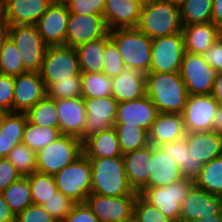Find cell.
<instances>
[{"label": "cell", "instance_id": "1", "mask_svg": "<svg viewBox=\"0 0 222 222\" xmlns=\"http://www.w3.org/2000/svg\"><path fill=\"white\" fill-rule=\"evenodd\" d=\"M146 95L160 113L181 114L188 92L179 72L146 74Z\"/></svg>", "mask_w": 222, "mask_h": 222}, {"label": "cell", "instance_id": "2", "mask_svg": "<svg viewBox=\"0 0 222 222\" xmlns=\"http://www.w3.org/2000/svg\"><path fill=\"white\" fill-rule=\"evenodd\" d=\"M91 193L111 197L138 196L129 185L122 157L89 159Z\"/></svg>", "mask_w": 222, "mask_h": 222}, {"label": "cell", "instance_id": "3", "mask_svg": "<svg viewBox=\"0 0 222 222\" xmlns=\"http://www.w3.org/2000/svg\"><path fill=\"white\" fill-rule=\"evenodd\" d=\"M109 37L115 43L123 58L125 67L147 74L152 60V39L137 27L109 30Z\"/></svg>", "mask_w": 222, "mask_h": 222}, {"label": "cell", "instance_id": "4", "mask_svg": "<svg viewBox=\"0 0 222 222\" xmlns=\"http://www.w3.org/2000/svg\"><path fill=\"white\" fill-rule=\"evenodd\" d=\"M182 27L179 6L165 0H153L142 7L137 26L152 40L181 32Z\"/></svg>", "mask_w": 222, "mask_h": 222}, {"label": "cell", "instance_id": "5", "mask_svg": "<svg viewBox=\"0 0 222 222\" xmlns=\"http://www.w3.org/2000/svg\"><path fill=\"white\" fill-rule=\"evenodd\" d=\"M82 154V141L78 137L62 134L37 152V172L54 175Z\"/></svg>", "mask_w": 222, "mask_h": 222}, {"label": "cell", "instance_id": "6", "mask_svg": "<svg viewBox=\"0 0 222 222\" xmlns=\"http://www.w3.org/2000/svg\"><path fill=\"white\" fill-rule=\"evenodd\" d=\"M194 186V180L182 178L162 187H143L138 193L151 206L173 222H180L181 204Z\"/></svg>", "mask_w": 222, "mask_h": 222}, {"label": "cell", "instance_id": "7", "mask_svg": "<svg viewBox=\"0 0 222 222\" xmlns=\"http://www.w3.org/2000/svg\"><path fill=\"white\" fill-rule=\"evenodd\" d=\"M58 191L76 203H85L91 193V164L82 154L74 162L53 175Z\"/></svg>", "mask_w": 222, "mask_h": 222}, {"label": "cell", "instance_id": "8", "mask_svg": "<svg viewBox=\"0 0 222 222\" xmlns=\"http://www.w3.org/2000/svg\"><path fill=\"white\" fill-rule=\"evenodd\" d=\"M39 73L45 87L81 74L76 49L66 45L48 46Z\"/></svg>", "mask_w": 222, "mask_h": 222}, {"label": "cell", "instance_id": "9", "mask_svg": "<svg viewBox=\"0 0 222 222\" xmlns=\"http://www.w3.org/2000/svg\"><path fill=\"white\" fill-rule=\"evenodd\" d=\"M9 38L20 53V59L27 72H39L48 45L39 35L34 24L10 26Z\"/></svg>", "mask_w": 222, "mask_h": 222}, {"label": "cell", "instance_id": "10", "mask_svg": "<svg viewBox=\"0 0 222 222\" xmlns=\"http://www.w3.org/2000/svg\"><path fill=\"white\" fill-rule=\"evenodd\" d=\"M179 73L189 95L211 94L218 74L202 54L188 51L184 52Z\"/></svg>", "mask_w": 222, "mask_h": 222}, {"label": "cell", "instance_id": "11", "mask_svg": "<svg viewBox=\"0 0 222 222\" xmlns=\"http://www.w3.org/2000/svg\"><path fill=\"white\" fill-rule=\"evenodd\" d=\"M222 222V198L195 185L184 198L180 210V222Z\"/></svg>", "mask_w": 222, "mask_h": 222}, {"label": "cell", "instance_id": "12", "mask_svg": "<svg viewBox=\"0 0 222 222\" xmlns=\"http://www.w3.org/2000/svg\"><path fill=\"white\" fill-rule=\"evenodd\" d=\"M184 52L182 32L153 39L150 72H179Z\"/></svg>", "mask_w": 222, "mask_h": 222}, {"label": "cell", "instance_id": "13", "mask_svg": "<svg viewBox=\"0 0 222 222\" xmlns=\"http://www.w3.org/2000/svg\"><path fill=\"white\" fill-rule=\"evenodd\" d=\"M137 197H111L90 193L85 203L99 219V222H127L133 219Z\"/></svg>", "mask_w": 222, "mask_h": 222}, {"label": "cell", "instance_id": "14", "mask_svg": "<svg viewBox=\"0 0 222 222\" xmlns=\"http://www.w3.org/2000/svg\"><path fill=\"white\" fill-rule=\"evenodd\" d=\"M109 33L104 16L70 13L67 22L66 46L77 48L87 42L100 39Z\"/></svg>", "mask_w": 222, "mask_h": 222}, {"label": "cell", "instance_id": "15", "mask_svg": "<svg viewBox=\"0 0 222 222\" xmlns=\"http://www.w3.org/2000/svg\"><path fill=\"white\" fill-rule=\"evenodd\" d=\"M219 107L214 97L209 95H188L182 118L186 132L213 130V119Z\"/></svg>", "mask_w": 222, "mask_h": 222}, {"label": "cell", "instance_id": "16", "mask_svg": "<svg viewBox=\"0 0 222 222\" xmlns=\"http://www.w3.org/2000/svg\"><path fill=\"white\" fill-rule=\"evenodd\" d=\"M69 14L66 2L53 1L35 24L48 46L65 45Z\"/></svg>", "mask_w": 222, "mask_h": 222}, {"label": "cell", "instance_id": "17", "mask_svg": "<svg viewBox=\"0 0 222 222\" xmlns=\"http://www.w3.org/2000/svg\"><path fill=\"white\" fill-rule=\"evenodd\" d=\"M118 103L112 96L84 99L87 119L83 134L79 139L83 141L94 133L113 128Z\"/></svg>", "mask_w": 222, "mask_h": 222}, {"label": "cell", "instance_id": "18", "mask_svg": "<svg viewBox=\"0 0 222 222\" xmlns=\"http://www.w3.org/2000/svg\"><path fill=\"white\" fill-rule=\"evenodd\" d=\"M46 96V87L39 72L14 76L13 112L26 113Z\"/></svg>", "mask_w": 222, "mask_h": 222}, {"label": "cell", "instance_id": "19", "mask_svg": "<svg viewBox=\"0 0 222 222\" xmlns=\"http://www.w3.org/2000/svg\"><path fill=\"white\" fill-rule=\"evenodd\" d=\"M158 113L156 106L146 95L132 101L118 103L114 125H136L149 131Z\"/></svg>", "mask_w": 222, "mask_h": 222}, {"label": "cell", "instance_id": "20", "mask_svg": "<svg viewBox=\"0 0 222 222\" xmlns=\"http://www.w3.org/2000/svg\"><path fill=\"white\" fill-rule=\"evenodd\" d=\"M55 105L61 134L79 138L83 134L87 119L84 99L82 97L55 99Z\"/></svg>", "mask_w": 222, "mask_h": 222}, {"label": "cell", "instance_id": "21", "mask_svg": "<svg viewBox=\"0 0 222 222\" xmlns=\"http://www.w3.org/2000/svg\"><path fill=\"white\" fill-rule=\"evenodd\" d=\"M153 145L123 154L126 178L134 191L139 192L148 182L151 175Z\"/></svg>", "mask_w": 222, "mask_h": 222}, {"label": "cell", "instance_id": "22", "mask_svg": "<svg viewBox=\"0 0 222 222\" xmlns=\"http://www.w3.org/2000/svg\"><path fill=\"white\" fill-rule=\"evenodd\" d=\"M186 129L182 114L158 113L148 131L149 144L161 146L183 139Z\"/></svg>", "mask_w": 222, "mask_h": 222}, {"label": "cell", "instance_id": "23", "mask_svg": "<svg viewBox=\"0 0 222 222\" xmlns=\"http://www.w3.org/2000/svg\"><path fill=\"white\" fill-rule=\"evenodd\" d=\"M185 142L189 154L197 163L206 164L222 155V135L214 130L186 132Z\"/></svg>", "mask_w": 222, "mask_h": 222}, {"label": "cell", "instance_id": "24", "mask_svg": "<svg viewBox=\"0 0 222 222\" xmlns=\"http://www.w3.org/2000/svg\"><path fill=\"white\" fill-rule=\"evenodd\" d=\"M146 74L124 67L121 73L112 77V97L119 103L146 96Z\"/></svg>", "mask_w": 222, "mask_h": 222}, {"label": "cell", "instance_id": "25", "mask_svg": "<svg viewBox=\"0 0 222 222\" xmlns=\"http://www.w3.org/2000/svg\"><path fill=\"white\" fill-rule=\"evenodd\" d=\"M52 0H9L3 5V17L12 25L36 24Z\"/></svg>", "mask_w": 222, "mask_h": 222}, {"label": "cell", "instance_id": "26", "mask_svg": "<svg viewBox=\"0 0 222 222\" xmlns=\"http://www.w3.org/2000/svg\"><path fill=\"white\" fill-rule=\"evenodd\" d=\"M142 7L131 0H105L104 19L109 30L138 26Z\"/></svg>", "mask_w": 222, "mask_h": 222}, {"label": "cell", "instance_id": "27", "mask_svg": "<svg viewBox=\"0 0 222 222\" xmlns=\"http://www.w3.org/2000/svg\"><path fill=\"white\" fill-rule=\"evenodd\" d=\"M183 177L175 160L166 154L160 146H153L151 175L144 187H162L170 185Z\"/></svg>", "mask_w": 222, "mask_h": 222}, {"label": "cell", "instance_id": "28", "mask_svg": "<svg viewBox=\"0 0 222 222\" xmlns=\"http://www.w3.org/2000/svg\"><path fill=\"white\" fill-rule=\"evenodd\" d=\"M82 150L88 159L123 156L114 127L85 138L82 141Z\"/></svg>", "mask_w": 222, "mask_h": 222}, {"label": "cell", "instance_id": "29", "mask_svg": "<svg viewBox=\"0 0 222 222\" xmlns=\"http://www.w3.org/2000/svg\"><path fill=\"white\" fill-rule=\"evenodd\" d=\"M185 51L203 54L220 37V29L212 22L191 24L182 27Z\"/></svg>", "mask_w": 222, "mask_h": 222}, {"label": "cell", "instance_id": "30", "mask_svg": "<svg viewBox=\"0 0 222 222\" xmlns=\"http://www.w3.org/2000/svg\"><path fill=\"white\" fill-rule=\"evenodd\" d=\"M25 113L9 112L0 131V158H6L16 145L22 143L27 123Z\"/></svg>", "mask_w": 222, "mask_h": 222}, {"label": "cell", "instance_id": "31", "mask_svg": "<svg viewBox=\"0 0 222 222\" xmlns=\"http://www.w3.org/2000/svg\"><path fill=\"white\" fill-rule=\"evenodd\" d=\"M106 35L76 49L81 73H103Z\"/></svg>", "mask_w": 222, "mask_h": 222}, {"label": "cell", "instance_id": "32", "mask_svg": "<svg viewBox=\"0 0 222 222\" xmlns=\"http://www.w3.org/2000/svg\"><path fill=\"white\" fill-rule=\"evenodd\" d=\"M194 185L222 198V155L204 164Z\"/></svg>", "mask_w": 222, "mask_h": 222}, {"label": "cell", "instance_id": "33", "mask_svg": "<svg viewBox=\"0 0 222 222\" xmlns=\"http://www.w3.org/2000/svg\"><path fill=\"white\" fill-rule=\"evenodd\" d=\"M213 0H185L180 6L183 26L212 22Z\"/></svg>", "mask_w": 222, "mask_h": 222}, {"label": "cell", "instance_id": "34", "mask_svg": "<svg viewBox=\"0 0 222 222\" xmlns=\"http://www.w3.org/2000/svg\"><path fill=\"white\" fill-rule=\"evenodd\" d=\"M1 194L15 216L33 204L27 176L13 182Z\"/></svg>", "mask_w": 222, "mask_h": 222}, {"label": "cell", "instance_id": "35", "mask_svg": "<svg viewBox=\"0 0 222 222\" xmlns=\"http://www.w3.org/2000/svg\"><path fill=\"white\" fill-rule=\"evenodd\" d=\"M59 128L41 127L27 120L22 143L31 150L38 152L61 136Z\"/></svg>", "mask_w": 222, "mask_h": 222}, {"label": "cell", "instance_id": "36", "mask_svg": "<svg viewBox=\"0 0 222 222\" xmlns=\"http://www.w3.org/2000/svg\"><path fill=\"white\" fill-rule=\"evenodd\" d=\"M25 114L28 121L34 125L59 128V116L55 99L45 96Z\"/></svg>", "mask_w": 222, "mask_h": 222}, {"label": "cell", "instance_id": "37", "mask_svg": "<svg viewBox=\"0 0 222 222\" xmlns=\"http://www.w3.org/2000/svg\"><path fill=\"white\" fill-rule=\"evenodd\" d=\"M122 154L149 145L148 131L136 125H114Z\"/></svg>", "mask_w": 222, "mask_h": 222}, {"label": "cell", "instance_id": "38", "mask_svg": "<svg viewBox=\"0 0 222 222\" xmlns=\"http://www.w3.org/2000/svg\"><path fill=\"white\" fill-rule=\"evenodd\" d=\"M82 98L112 96V78L104 73H81Z\"/></svg>", "mask_w": 222, "mask_h": 222}, {"label": "cell", "instance_id": "39", "mask_svg": "<svg viewBox=\"0 0 222 222\" xmlns=\"http://www.w3.org/2000/svg\"><path fill=\"white\" fill-rule=\"evenodd\" d=\"M29 179L32 203L42 205L58 191L53 175L34 172L27 176Z\"/></svg>", "mask_w": 222, "mask_h": 222}, {"label": "cell", "instance_id": "40", "mask_svg": "<svg viewBox=\"0 0 222 222\" xmlns=\"http://www.w3.org/2000/svg\"><path fill=\"white\" fill-rule=\"evenodd\" d=\"M6 158L16 167L22 177L37 172V152L23 143L16 145Z\"/></svg>", "mask_w": 222, "mask_h": 222}, {"label": "cell", "instance_id": "41", "mask_svg": "<svg viewBox=\"0 0 222 222\" xmlns=\"http://www.w3.org/2000/svg\"><path fill=\"white\" fill-rule=\"evenodd\" d=\"M27 71L24 69L20 53L13 41L8 38L0 52V74L18 76Z\"/></svg>", "mask_w": 222, "mask_h": 222}, {"label": "cell", "instance_id": "42", "mask_svg": "<svg viewBox=\"0 0 222 222\" xmlns=\"http://www.w3.org/2000/svg\"><path fill=\"white\" fill-rule=\"evenodd\" d=\"M46 96L52 99L82 97L81 74L49 84L46 87Z\"/></svg>", "mask_w": 222, "mask_h": 222}, {"label": "cell", "instance_id": "43", "mask_svg": "<svg viewBox=\"0 0 222 222\" xmlns=\"http://www.w3.org/2000/svg\"><path fill=\"white\" fill-rule=\"evenodd\" d=\"M76 204L77 203L72 198L57 191L41 206L55 219V221L63 222Z\"/></svg>", "mask_w": 222, "mask_h": 222}, {"label": "cell", "instance_id": "44", "mask_svg": "<svg viewBox=\"0 0 222 222\" xmlns=\"http://www.w3.org/2000/svg\"><path fill=\"white\" fill-rule=\"evenodd\" d=\"M133 220L134 222H173L159 209L147 203L140 195L134 204Z\"/></svg>", "mask_w": 222, "mask_h": 222}, {"label": "cell", "instance_id": "45", "mask_svg": "<svg viewBox=\"0 0 222 222\" xmlns=\"http://www.w3.org/2000/svg\"><path fill=\"white\" fill-rule=\"evenodd\" d=\"M104 69L103 73L108 77L117 76L125 67L117 46L110 39L109 33L106 35V47L104 52Z\"/></svg>", "mask_w": 222, "mask_h": 222}, {"label": "cell", "instance_id": "46", "mask_svg": "<svg viewBox=\"0 0 222 222\" xmlns=\"http://www.w3.org/2000/svg\"><path fill=\"white\" fill-rule=\"evenodd\" d=\"M69 12L89 15V14H100L103 16L105 0H66Z\"/></svg>", "mask_w": 222, "mask_h": 222}, {"label": "cell", "instance_id": "47", "mask_svg": "<svg viewBox=\"0 0 222 222\" xmlns=\"http://www.w3.org/2000/svg\"><path fill=\"white\" fill-rule=\"evenodd\" d=\"M15 222H57L55 219L41 206L29 205L25 210L18 213Z\"/></svg>", "mask_w": 222, "mask_h": 222}, {"label": "cell", "instance_id": "48", "mask_svg": "<svg viewBox=\"0 0 222 222\" xmlns=\"http://www.w3.org/2000/svg\"><path fill=\"white\" fill-rule=\"evenodd\" d=\"M14 76L0 74V108L13 112Z\"/></svg>", "mask_w": 222, "mask_h": 222}, {"label": "cell", "instance_id": "49", "mask_svg": "<svg viewBox=\"0 0 222 222\" xmlns=\"http://www.w3.org/2000/svg\"><path fill=\"white\" fill-rule=\"evenodd\" d=\"M21 177L22 175L7 158H0V193Z\"/></svg>", "mask_w": 222, "mask_h": 222}, {"label": "cell", "instance_id": "50", "mask_svg": "<svg viewBox=\"0 0 222 222\" xmlns=\"http://www.w3.org/2000/svg\"><path fill=\"white\" fill-rule=\"evenodd\" d=\"M160 147L166 154L175 160L180 169L185 166L186 154L189 153L185 137L171 143L163 144Z\"/></svg>", "mask_w": 222, "mask_h": 222}, {"label": "cell", "instance_id": "51", "mask_svg": "<svg viewBox=\"0 0 222 222\" xmlns=\"http://www.w3.org/2000/svg\"><path fill=\"white\" fill-rule=\"evenodd\" d=\"M63 222H99L86 203H77Z\"/></svg>", "mask_w": 222, "mask_h": 222}, {"label": "cell", "instance_id": "52", "mask_svg": "<svg viewBox=\"0 0 222 222\" xmlns=\"http://www.w3.org/2000/svg\"><path fill=\"white\" fill-rule=\"evenodd\" d=\"M204 59L218 73L222 72V38L220 37L206 52L203 54Z\"/></svg>", "mask_w": 222, "mask_h": 222}, {"label": "cell", "instance_id": "53", "mask_svg": "<svg viewBox=\"0 0 222 222\" xmlns=\"http://www.w3.org/2000/svg\"><path fill=\"white\" fill-rule=\"evenodd\" d=\"M203 163H197L189 153L186 154L185 166L180 169L183 178L195 180L203 168Z\"/></svg>", "mask_w": 222, "mask_h": 222}, {"label": "cell", "instance_id": "54", "mask_svg": "<svg viewBox=\"0 0 222 222\" xmlns=\"http://www.w3.org/2000/svg\"><path fill=\"white\" fill-rule=\"evenodd\" d=\"M16 216L10 210L3 195L0 193V222H15Z\"/></svg>", "mask_w": 222, "mask_h": 222}, {"label": "cell", "instance_id": "55", "mask_svg": "<svg viewBox=\"0 0 222 222\" xmlns=\"http://www.w3.org/2000/svg\"><path fill=\"white\" fill-rule=\"evenodd\" d=\"M212 23L222 29V0H213Z\"/></svg>", "mask_w": 222, "mask_h": 222}, {"label": "cell", "instance_id": "56", "mask_svg": "<svg viewBox=\"0 0 222 222\" xmlns=\"http://www.w3.org/2000/svg\"><path fill=\"white\" fill-rule=\"evenodd\" d=\"M211 95L218 104L222 105V72L217 74Z\"/></svg>", "mask_w": 222, "mask_h": 222}, {"label": "cell", "instance_id": "57", "mask_svg": "<svg viewBox=\"0 0 222 222\" xmlns=\"http://www.w3.org/2000/svg\"><path fill=\"white\" fill-rule=\"evenodd\" d=\"M10 24L2 16L0 17V52L3 49L5 41L9 38Z\"/></svg>", "mask_w": 222, "mask_h": 222}, {"label": "cell", "instance_id": "58", "mask_svg": "<svg viewBox=\"0 0 222 222\" xmlns=\"http://www.w3.org/2000/svg\"><path fill=\"white\" fill-rule=\"evenodd\" d=\"M213 130L222 135V105L220 104L213 119Z\"/></svg>", "mask_w": 222, "mask_h": 222}, {"label": "cell", "instance_id": "59", "mask_svg": "<svg viewBox=\"0 0 222 222\" xmlns=\"http://www.w3.org/2000/svg\"><path fill=\"white\" fill-rule=\"evenodd\" d=\"M8 113H9L8 111L0 108V131L2 129L5 117Z\"/></svg>", "mask_w": 222, "mask_h": 222}, {"label": "cell", "instance_id": "60", "mask_svg": "<svg viewBox=\"0 0 222 222\" xmlns=\"http://www.w3.org/2000/svg\"><path fill=\"white\" fill-rule=\"evenodd\" d=\"M132 2L138 4L141 7L146 6L147 4H149L151 1L153 0H131Z\"/></svg>", "mask_w": 222, "mask_h": 222}, {"label": "cell", "instance_id": "61", "mask_svg": "<svg viewBox=\"0 0 222 222\" xmlns=\"http://www.w3.org/2000/svg\"><path fill=\"white\" fill-rule=\"evenodd\" d=\"M165 1H168V2H171L173 4L180 6L185 0H165Z\"/></svg>", "mask_w": 222, "mask_h": 222}, {"label": "cell", "instance_id": "62", "mask_svg": "<svg viewBox=\"0 0 222 222\" xmlns=\"http://www.w3.org/2000/svg\"><path fill=\"white\" fill-rule=\"evenodd\" d=\"M3 16V6L0 4V17Z\"/></svg>", "mask_w": 222, "mask_h": 222}, {"label": "cell", "instance_id": "63", "mask_svg": "<svg viewBox=\"0 0 222 222\" xmlns=\"http://www.w3.org/2000/svg\"><path fill=\"white\" fill-rule=\"evenodd\" d=\"M9 0H0V4L3 6L4 4H6Z\"/></svg>", "mask_w": 222, "mask_h": 222}, {"label": "cell", "instance_id": "64", "mask_svg": "<svg viewBox=\"0 0 222 222\" xmlns=\"http://www.w3.org/2000/svg\"><path fill=\"white\" fill-rule=\"evenodd\" d=\"M191 222H202V221H201L200 218H198V219H194V220H192Z\"/></svg>", "mask_w": 222, "mask_h": 222}, {"label": "cell", "instance_id": "65", "mask_svg": "<svg viewBox=\"0 0 222 222\" xmlns=\"http://www.w3.org/2000/svg\"><path fill=\"white\" fill-rule=\"evenodd\" d=\"M52 1L65 2L66 0H52Z\"/></svg>", "mask_w": 222, "mask_h": 222}]
</instances>
